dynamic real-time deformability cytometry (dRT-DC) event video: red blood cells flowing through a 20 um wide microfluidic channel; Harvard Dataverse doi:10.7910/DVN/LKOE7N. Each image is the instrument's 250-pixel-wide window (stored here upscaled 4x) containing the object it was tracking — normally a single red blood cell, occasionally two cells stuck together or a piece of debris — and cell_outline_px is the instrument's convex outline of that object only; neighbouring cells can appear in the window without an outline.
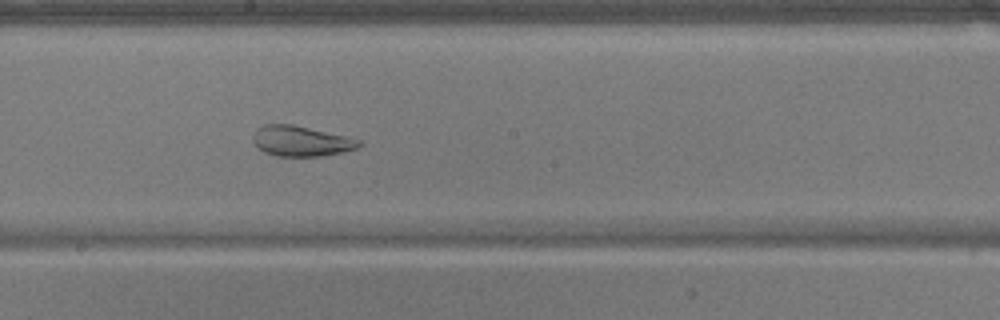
{"species": "common noctule bat (a hibernating species)", "species_latin": "Nyctalus noctula", "temperature_condition": "warm", "stored_images_in_passage": 53, "camera_frame_rate_fps": 3000, "um_per_image_px": 0.085, "animal": {"sex": "male", "body_mass_g": 17.9}, "frame": {"image": 1, "passage_image": 29, "time_ms": 9.333, "image_size_px": [1000, 320], "cell_outline_px": [[364, 144], [356, 148], [344, 152], [320, 156], [276, 156], [264, 152], [252, 140], [252, 136], [256, 128], [264, 124], [292, 124], [348, 136], [360, 140]], "centroid_in_image_um": [25.6, 11.98], "position_along_channel_um": 222.6, "area_um2": 18.9}}
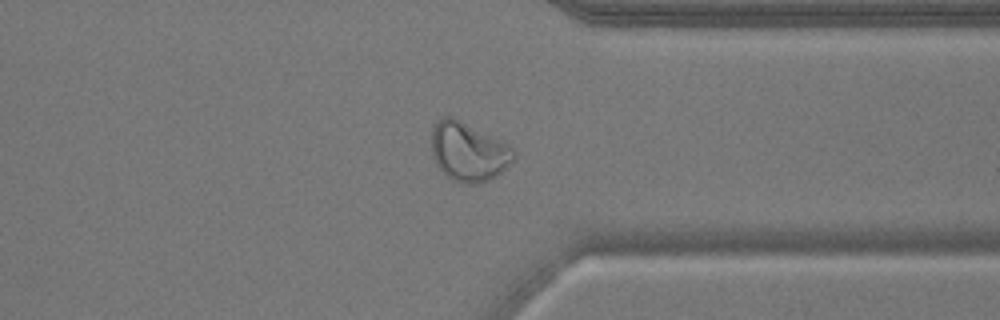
{"frame": {"image": 2, "passage_image": 41, "time_ms": 13.333, "image_size_px": [1000, 320], "cell_outline_px": [[516, 156], [496, 176], [488, 180], [476, 184], [464, 184], [452, 180], [436, 164], [432, 152], [432, 128], [436, 120], [444, 116], [452, 116], [508, 144], [516, 152]], "centroid_in_image_um": [39.8, 12.89], "position_along_channel_um": 371.6, "area_um2": 27.98}}
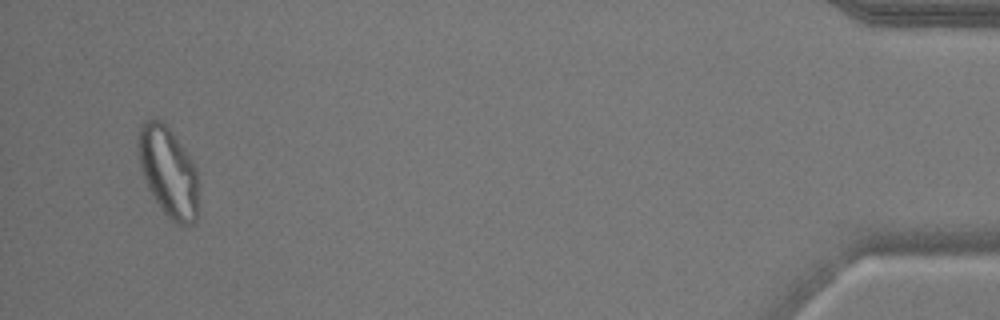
{"frame": {"image": 3, "passage_image": 51, "time_ms": 16.667, "image_size_px": [1000, 320], "cell_outline_px": [[196, 220], [192, 224], [176, 224], [160, 208], [152, 196], [148, 188], [140, 168], [136, 144], [136, 140], [140, 124], [144, 120], [152, 116], [156, 116], [168, 128], [184, 148], [192, 160], [196, 168]], "centroid_in_image_um": [14.23, 14.53], "position_along_channel_um": 421.0, "area_um2": 31.62}, "authors_computed_cell_mechanics": {"area_um2": 28.8422, "velocity_mm_per_s": 3.7967, "shape_relaxation_time_tau1_ms": null, "shape_relaxation_time_tau2_ms": 1.3298, "deformation_change_tau1": null, "deformation_change_tau2": 0.066}}